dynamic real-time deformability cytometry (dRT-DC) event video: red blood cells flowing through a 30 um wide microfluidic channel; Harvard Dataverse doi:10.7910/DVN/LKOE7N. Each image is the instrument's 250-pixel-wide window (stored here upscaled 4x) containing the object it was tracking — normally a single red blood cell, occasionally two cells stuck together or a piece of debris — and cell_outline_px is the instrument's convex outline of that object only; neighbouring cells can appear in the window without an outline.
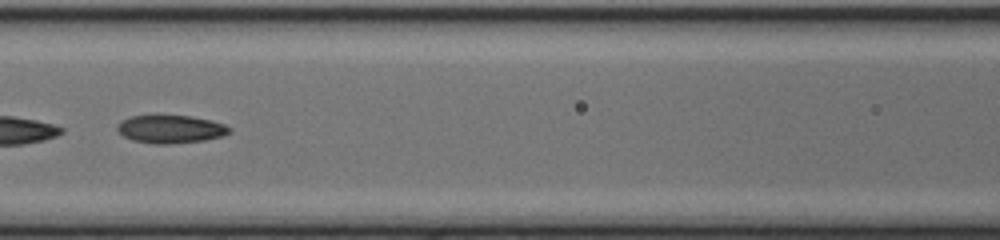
{"species": "common noctule bat (a hibernating species)", "species_latin": "Nyctalus noctula", "temperature_condition": "cold", "stored_images_in_passage": 40, "segment_of_instrument_passage": [2, 2], "camera_frame_rate_fps": 3000, "um_per_image_px": 0.085, "animal": {"sex": "female", "body_mass_g": 17.0, "forearm_length_mm": 48.0}, "frame": {"image": 1, "passage_image": 24, "time_ms": 7.667, "image_size_px": [1000, 240], "cell_outline_px": [[232, 132], [224, 136], [204, 140], [168, 144], [156, 144], [132, 140], [124, 136], [116, 128], [120, 120], [128, 116], [188, 116], [212, 120], [224, 124], [232, 128]], "centroid_in_image_um": [14.53, 10.98], "position_along_channel_um": 152.1, "area_um2": 18.32}}